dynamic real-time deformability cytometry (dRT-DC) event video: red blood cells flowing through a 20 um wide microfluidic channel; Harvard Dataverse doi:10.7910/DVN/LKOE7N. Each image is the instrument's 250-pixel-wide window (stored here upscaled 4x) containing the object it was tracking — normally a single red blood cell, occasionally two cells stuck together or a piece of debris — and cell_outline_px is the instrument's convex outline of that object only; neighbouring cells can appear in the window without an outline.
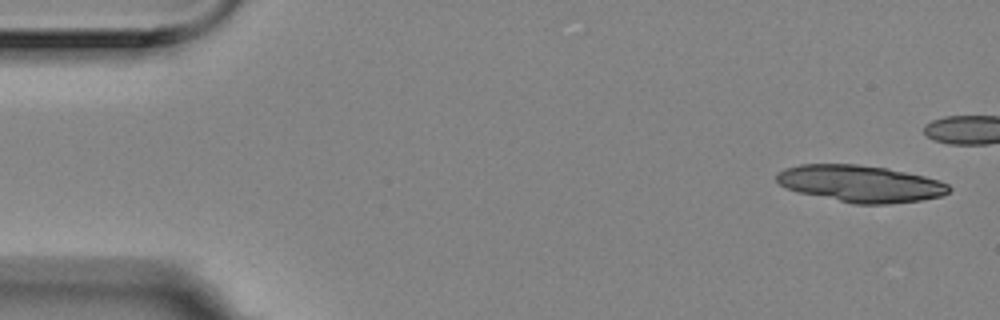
{"species": "Egyptian fruit bat (a non-hibernating species)", "species_latin": "Rousettus aegyptiacus", "temperature_condition": "room temperature", "stored_images_in_passage": 6, "camera_frame_rate_fps": 3000, "um_per_image_px": 0.085, "animal": {"sex": "female"}, "frame": {"image": 1, "passage_image": 1, "time_ms": 0.0, "image_size_px": [1000, 320], "cell_outline_px": [[952, 188], [948, 192], [940, 196], [920, 200], [888, 204], [852, 204], [796, 192], [784, 188], [776, 180], [776, 176], [784, 168], [800, 164], [856, 164], [888, 168], [924, 176], [940, 180], [948, 184]], "centroid_in_image_um": [73.11, 15.61], "position_along_channel_um": 11.9, "area_um2": 37.22}}
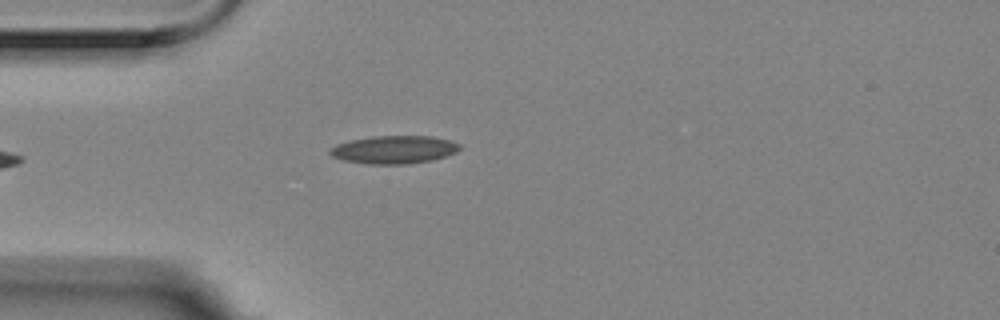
{"frame": {"image": 2, "passage_image": 6, "time_ms": 1.667, "image_size_px": [1000, 320], "cell_outline_px": [[460, 148], [456, 152], [432, 160], [408, 164], [368, 164], [344, 160], [332, 156], [328, 152], [336, 144], [348, 140], [372, 136], [432, 136], [448, 140], [460, 144]], "centroid_in_image_um": [33.47, 12.71], "position_along_channel_um": 51.5, "area_um2": 21.1}}